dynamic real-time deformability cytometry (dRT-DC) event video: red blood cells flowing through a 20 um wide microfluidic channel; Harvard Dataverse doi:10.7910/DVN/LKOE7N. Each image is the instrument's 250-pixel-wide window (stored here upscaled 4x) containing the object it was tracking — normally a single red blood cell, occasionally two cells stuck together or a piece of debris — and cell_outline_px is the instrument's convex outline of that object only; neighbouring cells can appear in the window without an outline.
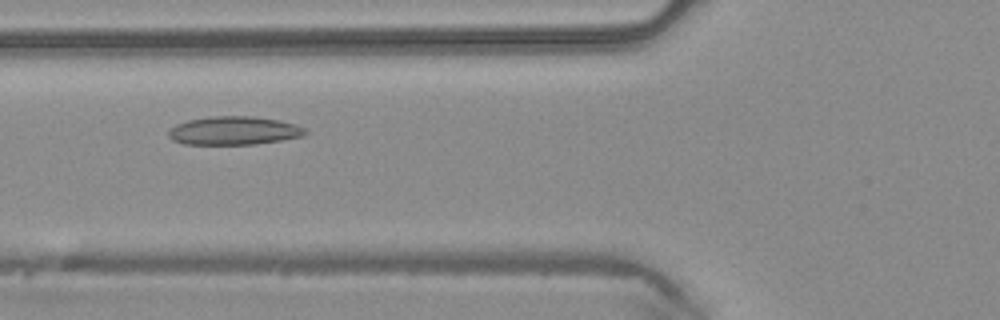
{"species": "common noctule bat (a hibernating species)", "species_latin": "Nyctalus noctula", "temperature_condition": "warm", "stored_images_in_passage": 32, "camera_frame_rate_fps": 3000, "um_per_image_px": 0.085, "animal": {"sex": "male", "body_mass_g": 20.4}, "frame": {"image": 1, "passage_image": 6, "time_ms": 1.667, "image_size_px": [1000, 320], "cell_outline_px": [[308, 132], [304, 136], [280, 140], [252, 144], [184, 144], [172, 140], [168, 136], [168, 132], [176, 124], [188, 120], [212, 116], [252, 116], [280, 120], [296, 124], [304, 128]], "centroid_in_image_um": [19.89, 11.1], "position_along_channel_um": 105.9, "area_um2": 22.6}}
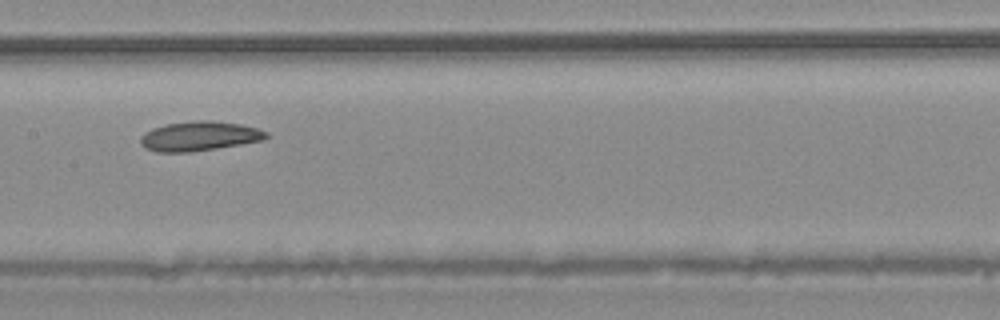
{"frame": {"image": 2, "passage_image": 12, "time_ms": 3.667, "image_size_px": [1000, 320], "cell_outline_px": [[268, 136], [264, 140], [216, 148], [188, 152], [156, 152], [144, 148], [140, 144], [140, 136], [144, 132], [152, 128], [168, 124], [196, 120], [208, 120], [240, 124], [256, 128], [268, 132]], "centroid_in_image_um": [16.9, 11.57], "position_along_channel_um": 190.5, "area_um2": 21.56}}
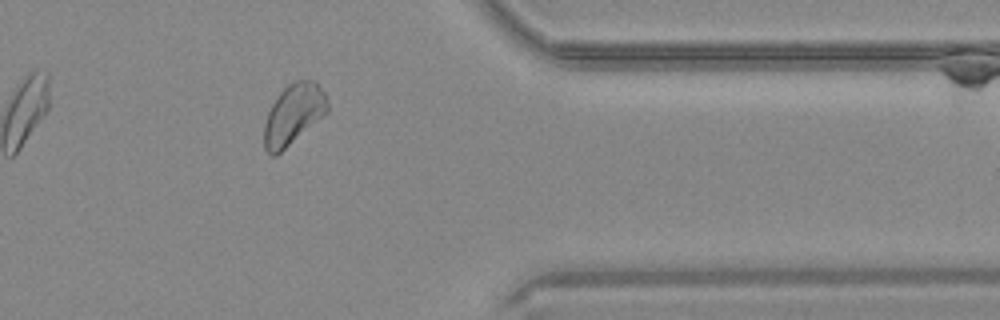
{"frame": {"image": 3, "passage_image": 27, "time_ms": 8.667, "image_size_px": [1000, 320], "cell_outline_px": [[328, 112], [276, 156], [272, 156], [264, 148], [264, 124], [268, 112], [272, 104], [280, 92], [288, 84], [296, 80], [316, 80], [324, 92], [328, 104]], "centroid_in_image_um": [24.94, 9.71], "position_along_channel_um": 386.5, "area_um2": 22.25}, "authors_computed_cell_mechanics": {"area_um2": 21.6172, "velocity_mm_per_s": 4.2187, "shape_relaxation_time_tau1_ms": null, "shape_relaxation_time_tau2_ms": 7.1103, "deformation_change_tau1": null, "deformation_change_tau2": 0.1369}}